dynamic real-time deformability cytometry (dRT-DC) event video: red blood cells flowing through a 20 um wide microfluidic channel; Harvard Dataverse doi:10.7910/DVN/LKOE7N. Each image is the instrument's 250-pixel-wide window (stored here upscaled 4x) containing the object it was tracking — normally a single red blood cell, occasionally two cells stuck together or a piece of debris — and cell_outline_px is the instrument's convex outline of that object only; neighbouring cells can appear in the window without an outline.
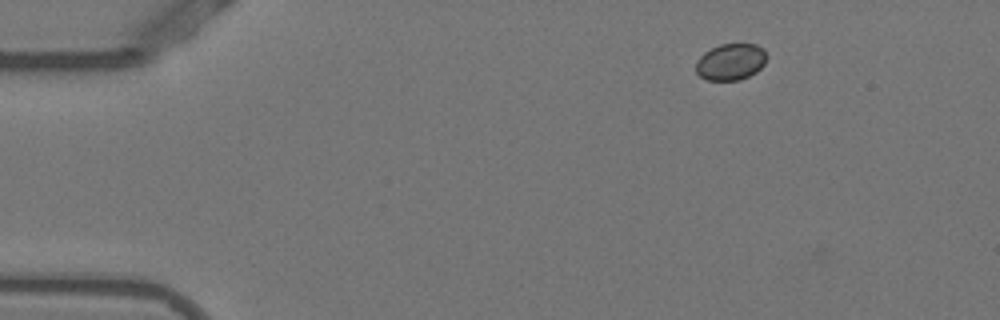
{"species": "Egyptian fruit bat (a non-hibernating species)", "species_latin": "Rousettus aegyptiacus", "temperature_condition": "warm", "stored_images_in_passage": 47, "camera_frame_rate_fps": 3000, "um_per_image_px": 0.085, "animal": {"sex": "female"}, "frame": {"image": 1, "passage_image": 1, "time_ms": 0.0, "image_size_px": [1000, 320], "cell_outline_px": [[768, 56], [764, 64], [756, 72], [740, 80], [708, 80], [700, 76], [696, 72], [696, 60], [704, 52], [720, 44], [756, 44], [764, 48]], "centroid_in_image_um": [62.12, 5.25], "position_along_channel_um": 22.9, "area_um2": 15.2}}
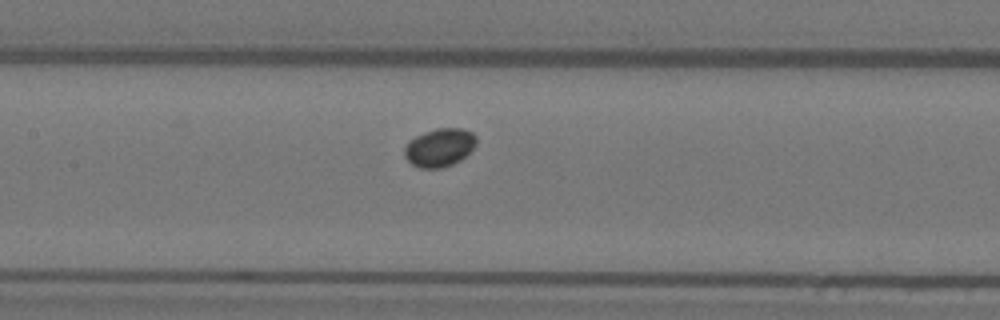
{"frame": {"image": 2, "passage_image": 19, "time_ms": 6.0, "image_size_px": [1000, 320], "cell_outline_px": [[476, 144], [460, 160], [444, 168], [420, 168], [412, 164], [404, 156], [404, 148], [408, 140], [424, 132], [436, 128], [464, 128], [472, 132], [476, 136]], "centroid_in_image_um": [37.34, 12.53], "position_along_channel_um": 170.1, "area_um2": 16.07}}
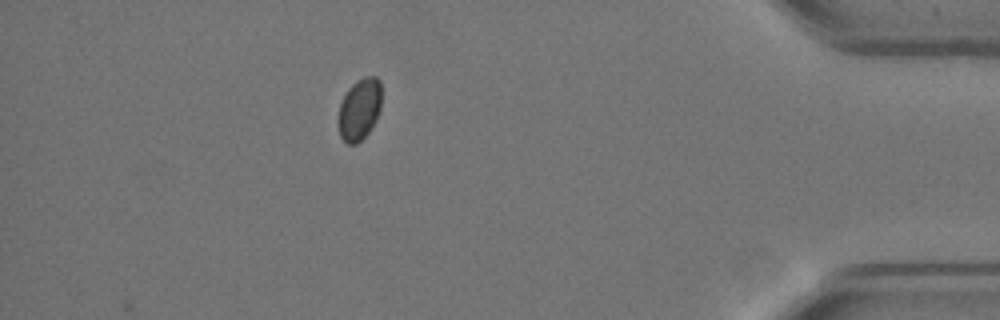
{"frame": {"image": 3, "passage_image": 41, "time_ms": 13.333, "image_size_px": [1000, 320], "cell_outline_px": [[380, 108], [376, 120], [368, 132], [356, 144], [348, 144], [340, 136], [336, 120], [340, 104], [348, 88], [356, 80], [364, 76], [376, 76], [380, 80]], "centroid_in_image_um": [30.52, 9.28], "position_along_channel_um": 404.7, "area_um2": 15.66}}